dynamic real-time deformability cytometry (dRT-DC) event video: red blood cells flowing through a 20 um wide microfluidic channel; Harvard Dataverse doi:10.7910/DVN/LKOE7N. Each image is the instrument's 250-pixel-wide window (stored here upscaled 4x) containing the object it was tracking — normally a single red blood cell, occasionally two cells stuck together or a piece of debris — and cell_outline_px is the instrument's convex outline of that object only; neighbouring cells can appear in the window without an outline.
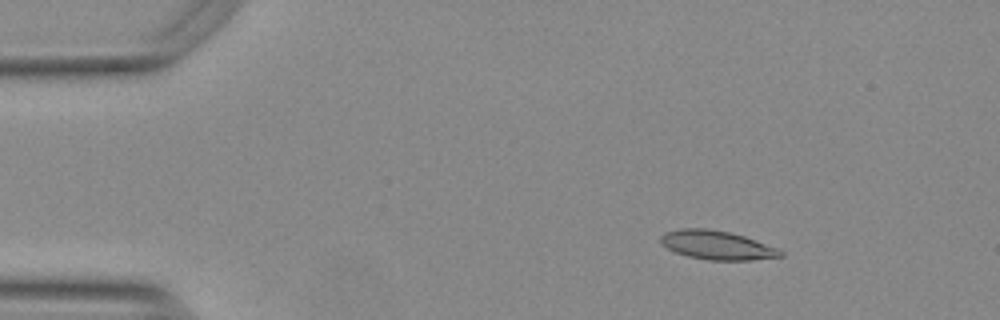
{"species": "Egyptian fruit bat (a non-hibernating species)", "species_latin": "Rousettus aegyptiacus", "temperature_condition": "warm", "stored_images_in_passage": 48, "camera_frame_rate_fps": 3000, "um_per_image_px": 0.085, "animal": {"sex": "female"}, "frame": {"image": 1, "passage_image": 2, "time_ms": 0.333, "image_size_px": [1000, 320], "cell_outline_px": [[784, 256], [752, 260], [708, 260], [688, 256], [676, 252], [668, 248], [660, 240], [660, 236], [664, 232], [680, 228], [708, 228], [728, 232], [744, 236], [756, 240], [776, 248], [784, 252]], "centroid_in_image_um": [60.94, 20.83], "position_along_channel_um": 24.1, "area_um2": 20.06}}
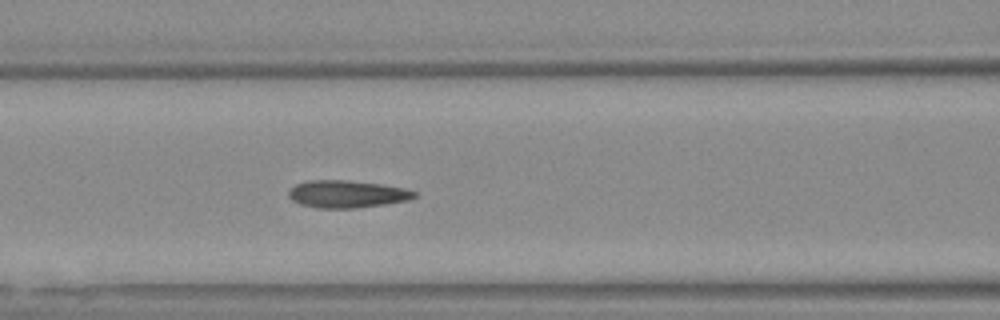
{"frame": {"image": 2, "passage_image": 17, "time_ms": 5.333, "image_size_px": [1000, 320], "cell_outline_px": [[416, 196], [408, 200], [384, 204], [352, 208], [316, 208], [300, 204], [292, 200], [288, 196], [288, 192], [296, 184], [308, 180], [344, 180], [380, 184], [404, 188], [416, 192]], "centroid_in_image_um": [29.46, 16.49], "position_along_channel_um": 137.1, "area_um2": 19.88}}
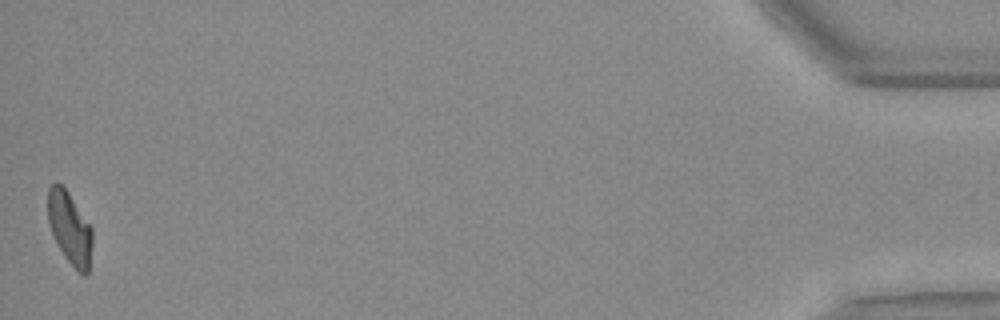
{"frame": {"image": 3, "passage_image": 48, "time_ms": 15.667, "image_size_px": [1000, 320], "cell_outline_px": [[92, 244], [88, 272], [84, 276], [76, 272], [64, 256], [52, 232], [48, 220], [48, 188], [52, 184], [60, 184], [68, 192], [92, 228]], "centroid_in_image_um": [5.94, 19.43], "position_along_channel_um": 429.3, "area_um2": 18.5}, "authors_computed_cell_mechanics": {"area_um2": 19.8832, "velocity_mm_per_s": 3.7602, "shape_relaxation_time_tau1_ms": 5.6086, "shape_relaxation_time_tau2_ms": 1.7086, "deformation_change_tau1": 0.1914, "deformation_change_tau2": 0.0784}}